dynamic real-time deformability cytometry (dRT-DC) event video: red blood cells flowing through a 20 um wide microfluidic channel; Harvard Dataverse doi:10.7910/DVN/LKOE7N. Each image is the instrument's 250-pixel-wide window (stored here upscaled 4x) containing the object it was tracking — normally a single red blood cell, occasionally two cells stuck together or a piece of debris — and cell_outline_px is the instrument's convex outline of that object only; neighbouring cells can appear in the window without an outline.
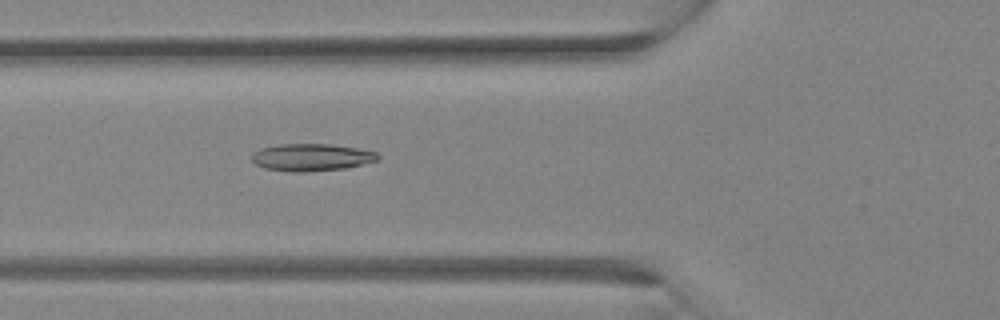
{"species": "Egyptian fruit bat (a non-hibernating species)", "species_latin": "Rousettus aegyptiacus", "temperature_condition": "room temperature", "stored_images_in_passage": 12, "camera_frame_rate_fps": 3000, "um_per_image_px": 0.085, "animal": {"sex": "female"}, "frame": {"image": 1, "passage_image": 12, "time_ms": 3.667, "image_size_px": [1000, 320], "cell_outline_px": [[380, 160], [348, 168], [304, 172], [292, 172], [264, 168], [256, 164], [252, 160], [252, 152], [260, 148], [276, 144], [328, 144], [356, 148], [376, 152], [380, 156]], "centroid_in_image_um": [26.47, 13.37], "position_along_channel_um": 99.3, "area_um2": 20.23}}